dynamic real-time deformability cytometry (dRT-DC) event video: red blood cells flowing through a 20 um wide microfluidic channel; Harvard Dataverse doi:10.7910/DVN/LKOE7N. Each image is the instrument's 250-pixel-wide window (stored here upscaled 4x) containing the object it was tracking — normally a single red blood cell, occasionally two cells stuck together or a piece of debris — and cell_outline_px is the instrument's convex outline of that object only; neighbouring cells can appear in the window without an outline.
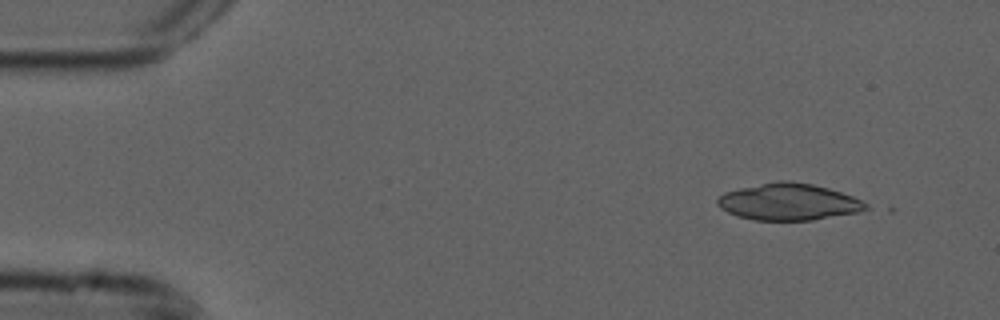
{"species": "common noctule bat (a hibernating species)", "species_latin": "Nyctalus noctula", "temperature_condition": "cold", "stored_images_in_passage": 3, "camera_frame_rate_fps": 3000, "um_per_image_px": 0.085, "animal": {"sex": "male", "forearm_length_mm": 52.5}, "frame": {"image": 1, "passage_image": 1, "time_ms": 0.0, "image_size_px": [1000, 320], "cell_outline_px": [[872, 208], [860, 212], [812, 220], [756, 220], [740, 216], [728, 212], [720, 208], [716, 204], [716, 200], [724, 192], [740, 188], [776, 180], [788, 180], [812, 184], [828, 188], [852, 196], [868, 204]], "centroid_in_image_um": [67.05, 17.15], "position_along_channel_um": 18.0, "area_um2": 31.79}}